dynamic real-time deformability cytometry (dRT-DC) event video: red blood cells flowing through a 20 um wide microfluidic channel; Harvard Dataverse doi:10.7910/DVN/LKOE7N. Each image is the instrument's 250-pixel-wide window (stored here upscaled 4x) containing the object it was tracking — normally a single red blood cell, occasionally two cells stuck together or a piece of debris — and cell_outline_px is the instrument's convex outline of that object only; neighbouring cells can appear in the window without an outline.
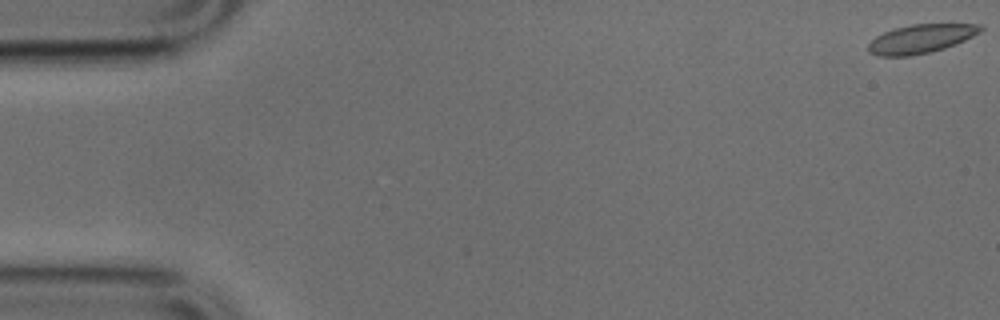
{"species": "common noctule bat (a hibernating species)", "species_latin": "Nyctalus noctula", "temperature_condition": "cold", "stored_images_in_passage": 8, "camera_frame_rate_fps": 3000, "um_per_image_px": 0.085, "animal": {"sex": "male", "body_mass_g": 17.9, "forearm_length_mm": 54.2}, "frame": {"image": 1, "passage_image": 1, "time_ms": 0.0, "image_size_px": [1000, 320], "cell_outline_px": [[984, 28], [980, 32], [964, 40], [944, 48], [932, 52], [912, 56], [876, 56], [868, 52], [868, 44], [876, 36], [884, 32], [896, 28], [912, 24], [984, 24]], "centroid_in_image_um": [78.27, 3.3], "position_along_channel_um": 6.7, "area_um2": 18.84}}